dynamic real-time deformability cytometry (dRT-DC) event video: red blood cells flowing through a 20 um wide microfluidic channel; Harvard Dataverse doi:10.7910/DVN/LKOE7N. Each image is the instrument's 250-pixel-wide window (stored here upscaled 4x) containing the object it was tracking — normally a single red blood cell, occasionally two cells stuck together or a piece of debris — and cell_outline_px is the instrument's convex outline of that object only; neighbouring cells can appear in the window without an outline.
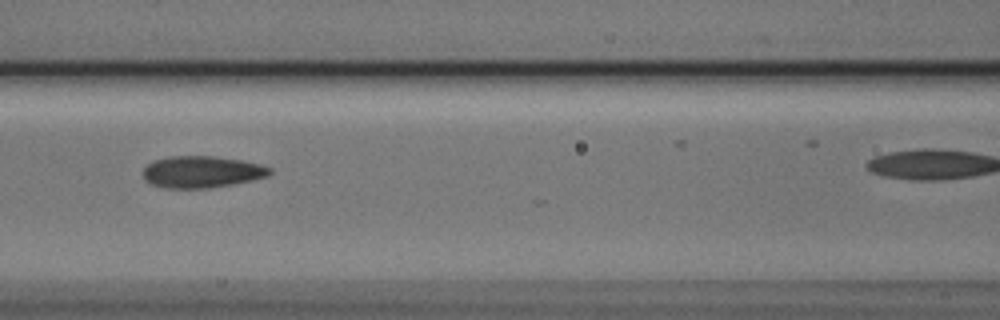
{"species": "Egyptian fruit bat (a non-hibernating species)", "species_latin": "Rousettus aegyptiacus", "temperature_condition": "cold", "stored_images_in_passage": 11, "camera_frame_rate_fps": 3000, "um_per_image_px": 0.085, "animal": {"sex": "male"}, "frame": {"image": 1, "passage_image": 7, "time_ms": 2.0, "image_size_px": [1000, 320], "cell_outline_px": [[272, 172], [268, 176], [252, 180], [232, 184], [208, 188], [168, 188], [152, 184], [144, 176], [144, 168], [152, 160], [168, 156], [212, 156], [240, 160], [260, 164], [272, 168]], "centroid_in_image_um": [17.17, 14.6], "position_along_channel_um": 149.4, "area_um2": 23.29}}
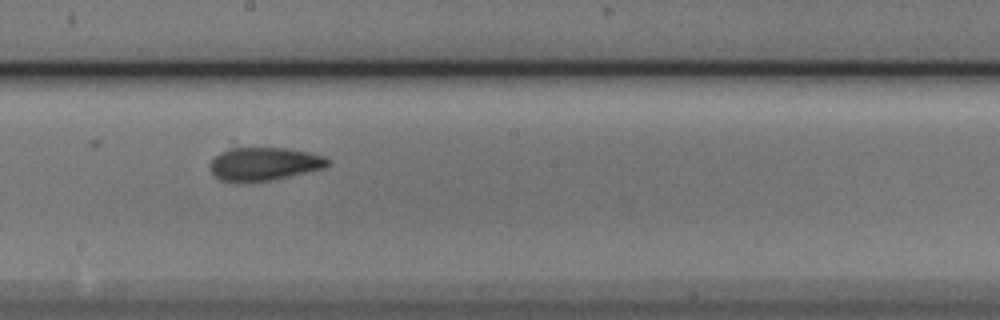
{"frame": {"image": 2, "passage_image": 10, "time_ms": 3.0, "image_size_px": [1000, 320], "cell_outline_px": [[332, 160], [324, 168], [272, 180], [240, 184], [236, 184], [220, 180], [208, 168], [208, 164], [220, 152], [232, 148], [288, 148], [308, 152], [324, 156]], "centroid_in_image_um": [22.42, 13.96], "position_along_channel_um": 225.8, "area_um2": 23.18}}
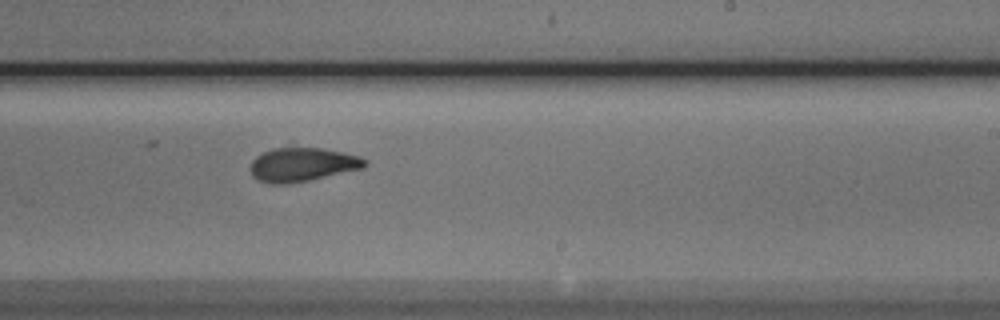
{"frame": {"image": 3, "passage_image": 11, "time_ms": 3.333, "image_size_px": [1000, 320], "cell_outline_px": [[368, 164], [364, 168], [308, 180], [288, 184], [268, 184], [252, 176], [252, 160], [256, 156], [272, 148], [324, 148], [344, 152], [360, 156], [368, 160]], "centroid_in_image_um": [25.74, 13.98], "position_along_channel_um": 263.3, "area_um2": 22.54}}